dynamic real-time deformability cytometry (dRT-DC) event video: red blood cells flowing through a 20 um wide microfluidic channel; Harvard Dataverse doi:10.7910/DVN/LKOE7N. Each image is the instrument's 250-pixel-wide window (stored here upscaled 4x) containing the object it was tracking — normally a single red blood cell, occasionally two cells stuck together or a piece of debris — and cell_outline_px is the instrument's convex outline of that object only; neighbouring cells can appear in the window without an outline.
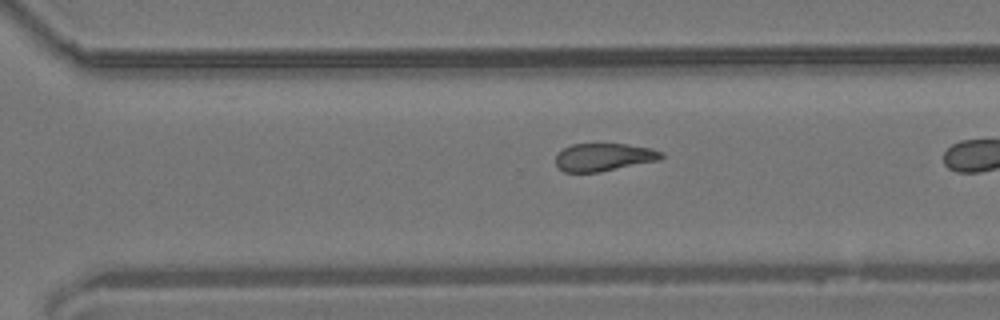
{"species": "common noctule bat (a hibernating species)", "species_latin": "Nyctalus noctula", "temperature_condition": "room temperature", "stored_images_in_passage": 31, "camera_frame_rate_fps": 3000, "um_per_image_px": 0.085, "animal": {"sex": "male", "body_mass_g": 19.2, "forearm_length_mm": 51.8}, "frame": {"image": 1, "passage_image": 27, "time_ms": 8.667, "image_size_px": [1000, 320], "cell_outline_px": [[664, 156], [660, 160], [600, 172], [564, 172], [556, 164], [556, 156], [564, 148], [572, 144], [628, 144], [652, 148], [664, 152]], "centroid_in_image_um": [51.38, 13.35], "position_along_channel_um": 319.2, "area_um2": 17.17}}